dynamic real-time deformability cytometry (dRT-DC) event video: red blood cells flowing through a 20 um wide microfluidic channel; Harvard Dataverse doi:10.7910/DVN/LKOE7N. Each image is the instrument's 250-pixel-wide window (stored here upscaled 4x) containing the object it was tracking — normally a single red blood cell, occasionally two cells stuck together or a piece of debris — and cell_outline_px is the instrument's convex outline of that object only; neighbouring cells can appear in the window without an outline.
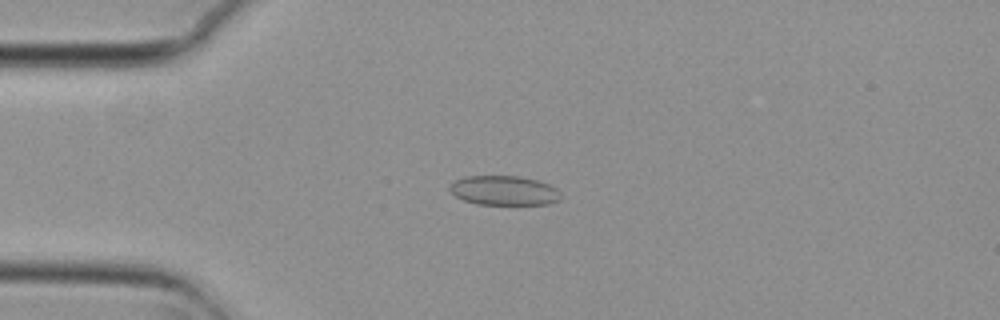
{"species": "common noctule bat (a hibernating species)", "species_latin": "Nyctalus noctula", "temperature_condition": "cold", "stored_images_in_passage": 56, "camera_frame_rate_fps": 3000, "um_per_image_px": 0.085, "animal": {"sex": "female", "body_mass_g": 29.2, "forearm_length_mm": 56.3}, "frame": {"image": 1, "passage_image": 14, "time_ms": 4.333, "image_size_px": [1000, 320], "cell_outline_px": [[564, 196], [560, 200], [548, 204], [476, 204], [464, 200], [456, 196], [448, 188], [448, 184], [464, 176], [520, 176], [536, 180], [548, 184], [556, 188]], "centroid_in_image_um": [42.85, 16.19], "position_along_channel_um": 42.1, "area_um2": 19.19}}
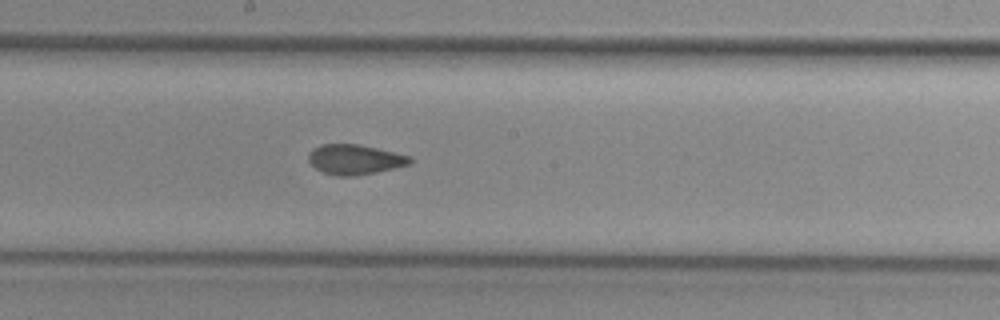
{"frame": {"image": 2, "passage_image": 30, "time_ms": 9.667, "image_size_px": [1000, 320], "cell_outline_px": [[412, 164], [376, 172], [352, 176], [336, 176], [324, 172], [316, 168], [308, 160], [308, 152], [320, 144], [356, 144], [376, 148], [412, 156]], "centroid_in_image_um": [30.17, 13.55], "position_along_channel_um": 218.0, "area_um2": 17.69}}
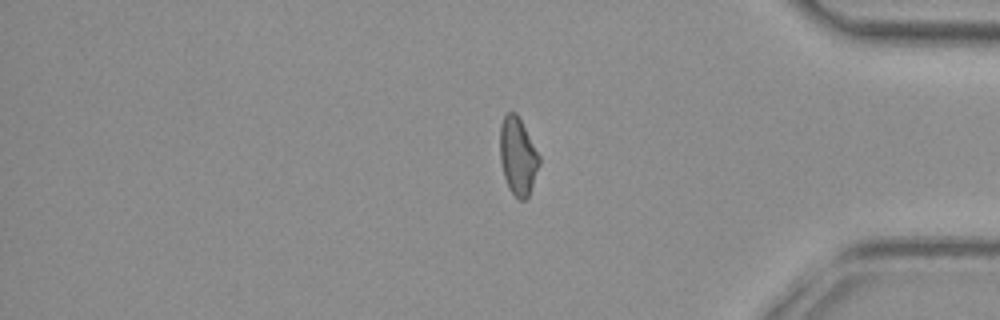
{"frame": {"image": 3, "passage_image": 46, "time_ms": 15.0, "image_size_px": [1000, 320], "cell_outline_px": [[540, 164], [528, 196], [524, 200], [520, 200], [508, 188], [504, 176], [500, 160], [500, 124], [504, 116], [508, 112], [516, 112], [540, 156]], "centroid_in_image_um": [44.01, 13.27], "position_along_channel_um": 391.2, "area_um2": 17.57}, "authors_computed_cell_mechanics": {"area_um2": 18.3804, "velocity_mm_per_s": 3.7278, "shape_relaxation_time_tau1_ms": null, "shape_relaxation_time_tau2_ms": 2.1046, "deformation_change_tau1": null, "deformation_change_tau2": 0.0639}}